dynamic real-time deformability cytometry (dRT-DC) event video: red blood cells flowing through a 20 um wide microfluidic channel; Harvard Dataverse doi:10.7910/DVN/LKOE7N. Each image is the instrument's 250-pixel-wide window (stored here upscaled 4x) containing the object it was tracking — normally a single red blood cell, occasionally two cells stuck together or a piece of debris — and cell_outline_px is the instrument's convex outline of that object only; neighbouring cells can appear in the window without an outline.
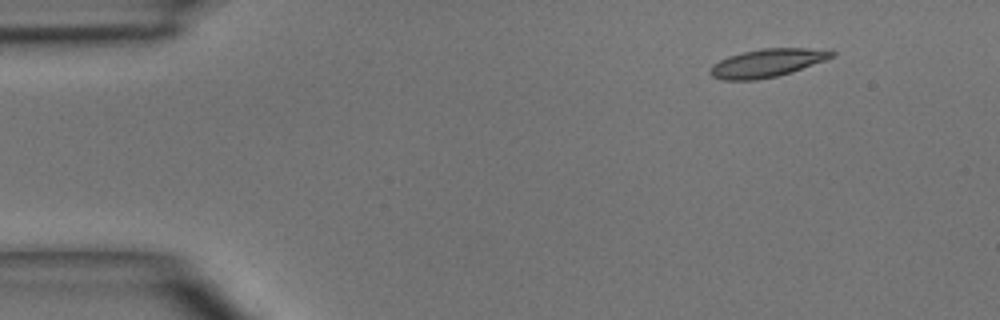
{"species": "common noctule bat (a hibernating species)", "species_latin": "Nyctalus noctula", "temperature_condition": "room temperature", "stored_images_in_passage": 4, "camera_frame_rate_fps": 3000, "um_per_image_px": 0.085, "animal": {"sex": "male", "body_mass_g": 15.6}, "frame": {"image": 1, "passage_image": 1, "time_ms": 0.0, "image_size_px": [1000, 320], "cell_outline_px": [[836, 56], [792, 72], [776, 76], [756, 80], [724, 80], [712, 76], [708, 72], [712, 64], [728, 56], [744, 52], [764, 48], [832, 48], [836, 52]], "centroid_in_image_um": [65.27, 5.34], "position_along_channel_um": 19.7, "area_um2": 20.17}}
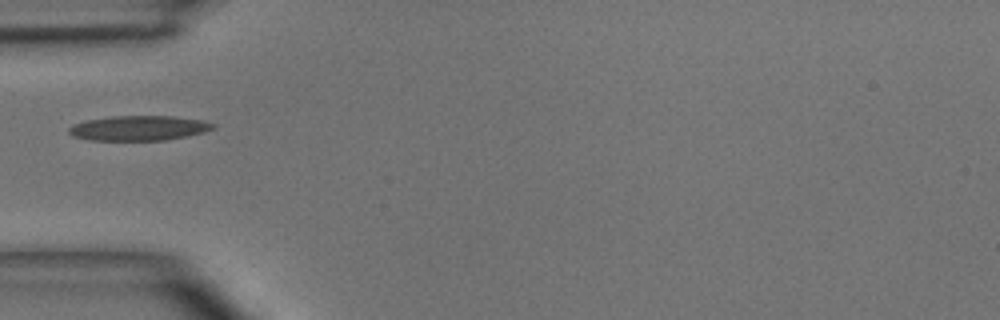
{"frame": {"image": 2, "passage_image": 3, "time_ms": 3.333, "image_size_px": [1000, 320], "cell_outline_px": [[216, 128], [204, 132], [188, 136], [164, 140], [92, 140], [72, 136], [68, 132], [68, 128], [72, 124], [84, 120], [112, 116], [172, 116], [204, 120], [216, 124]], "centroid_in_image_um": [11.81, 10.88], "position_along_channel_um": 73.2, "area_um2": 21.1}}
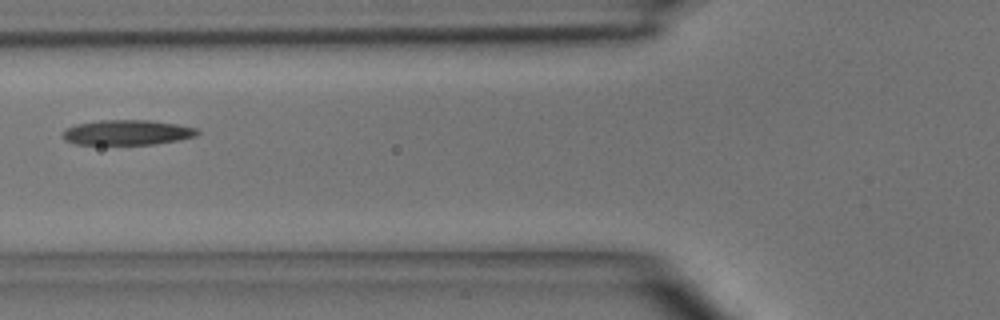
{"frame": {"image": 3, "passage_image": 4, "time_ms": 4.333, "image_size_px": [1000, 320], "cell_outline_px": [[200, 132], [196, 136], [176, 140], [152, 144], [76, 144], [64, 140], [64, 128], [76, 124], [100, 120], [148, 120], [176, 124], [196, 128]], "centroid_in_image_um": [10.78, 11.25], "position_along_channel_um": 115.0, "area_um2": 19.48}}